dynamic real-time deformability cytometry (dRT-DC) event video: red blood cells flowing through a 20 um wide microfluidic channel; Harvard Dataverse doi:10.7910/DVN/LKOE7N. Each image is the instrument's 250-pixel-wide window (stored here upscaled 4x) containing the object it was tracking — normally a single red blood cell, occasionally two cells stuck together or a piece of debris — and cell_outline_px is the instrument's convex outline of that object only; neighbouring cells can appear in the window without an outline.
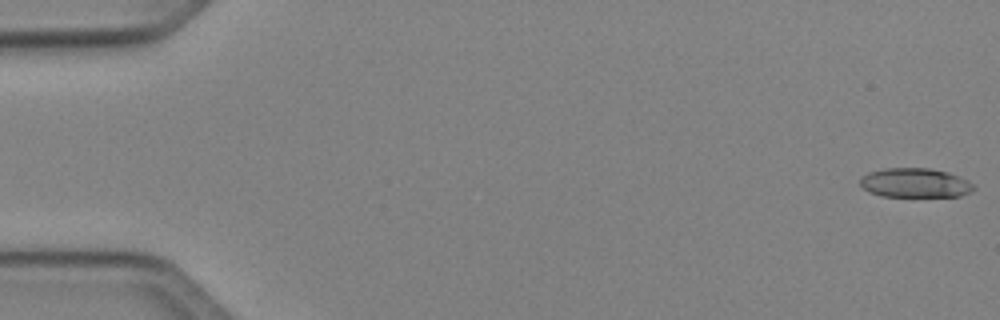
{"species": "Egyptian fruit bat (a non-hibernating species)", "species_latin": "Rousettus aegyptiacus", "temperature_condition": "cold", "stored_images_in_passage": 50, "camera_frame_rate_fps": 3000, "um_per_image_px": 0.085, "animal": {"sex": "female"}, "frame": {"image": 1, "passage_image": 1, "time_ms": 0.0, "image_size_px": [1000, 320], "cell_outline_px": [[976, 188], [972, 192], [960, 196], [880, 196], [868, 192], [860, 184], [860, 176], [868, 172], [884, 168], [932, 168], [948, 172], [960, 176], [968, 180]], "centroid_in_image_um": [77.78, 15.54], "position_along_channel_um": 7.2, "area_um2": 19.65}}
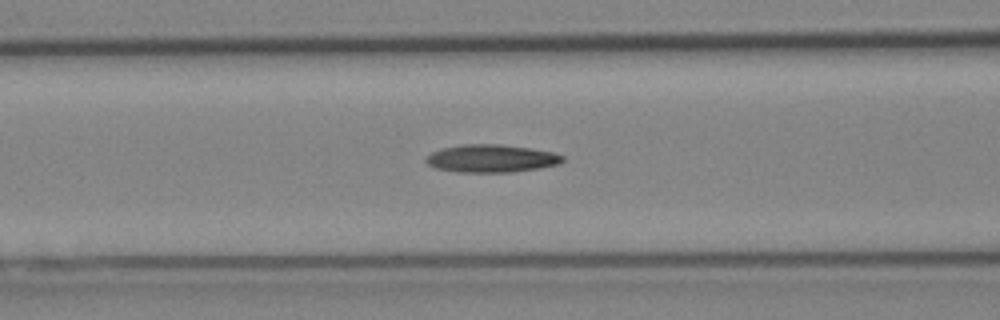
{"frame": {"image": 2, "passage_image": 21, "time_ms": 6.667, "image_size_px": [1000, 320], "cell_outline_px": [[564, 160], [560, 164], [540, 168], [512, 172], [456, 172], [436, 168], [428, 164], [424, 160], [432, 152], [444, 148], [460, 144], [500, 144], [528, 148], [552, 152], [564, 156]], "centroid_in_image_um": [41.77, 13.47], "position_along_channel_um": 124.8, "area_um2": 22.08}}
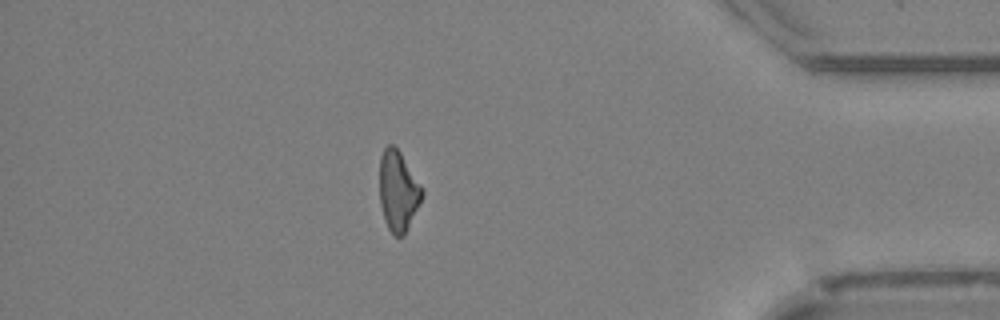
{"frame": {"image": 3, "passage_image": 44, "time_ms": 14.333, "image_size_px": [1000, 320], "cell_outline_px": [[424, 196], [404, 236], [396, 236], [388, 228], [384, 220], [380, 204], [380, 156], [384, 148], [388, 144], [392, 144], [400, 152], [424, 188]], "centroid_in_image_um": [33.86, 16.24], "position_along_channel_um": 401.3, "area_um2": 20.06}, "authors_computed_cell_mechanics": {"area_um2": 20.808, "velocity_mm_per_s": 4.0952, "shape_relaxation_time_tau1_ms": 6.8263, "shape_relaxation_time_tau2_ms": 6.3574, "deformation_change_tau1": 0.1916, "deformation_change_tau2": 0.1862}}